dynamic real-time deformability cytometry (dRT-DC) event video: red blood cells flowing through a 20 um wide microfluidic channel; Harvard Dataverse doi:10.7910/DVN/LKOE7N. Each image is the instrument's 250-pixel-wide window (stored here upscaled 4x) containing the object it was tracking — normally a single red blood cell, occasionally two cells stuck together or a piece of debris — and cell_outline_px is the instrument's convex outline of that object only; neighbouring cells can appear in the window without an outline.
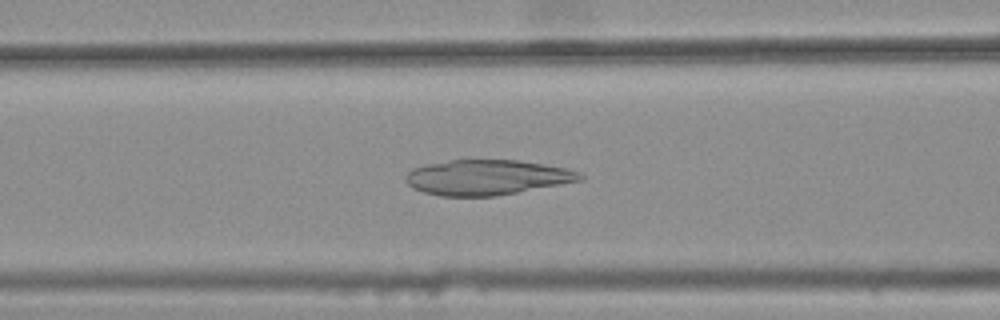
{"species": "common noctule bat (a hibernating species)", "species_latin": "Nyctalus noctula", "temperature_condition": "warm", "stored_images_in_passage": 34, "camera_frame_rate_fps": 3000, "um_per_image_px": 0.085, "animal": {"sex": "female", "body_mass_g": 25.1}, "frame": {"image": 1, "passage_image": 11, "time_ms": 3.333, "image_size_px": [1000, 320], "cell_outline_px": [[584, 180], [496, 196], [440, 196], [424, 192], [412, 188], [404, 180], [404, 176], [412, 168], [428, 164], [452, 160], [516, 160], [544, 164], [568, 168], [580, 172], [584, 176]], "centroid_in_image_um": [41.4, 15.08], "position_along_channel_um": 125.2, "area_um2": 35.84}}
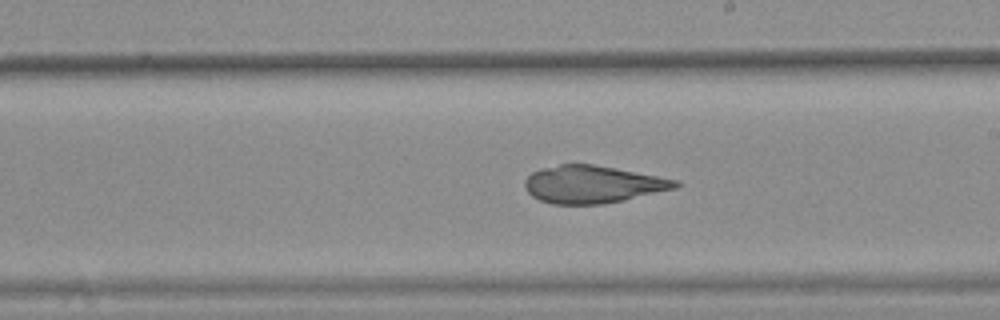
{"frame": {"image": 2, "passage_image": 20, "time_ms": 6.333, "image_size_px": [1000, 320], "cell_outline_px": [[680, 184], [676, 188], [624, 200], [600, 204], [552, 204], [540, 200], [532, 196], [524, 188], [524, 180], [532, 172], [540, 168], [560, 164], [592, 164], [680, 180]], "centroid_in_image_um": [50.35, 15.67], "position_along_channel_um": 238.6, "area_um2": 32.83}}
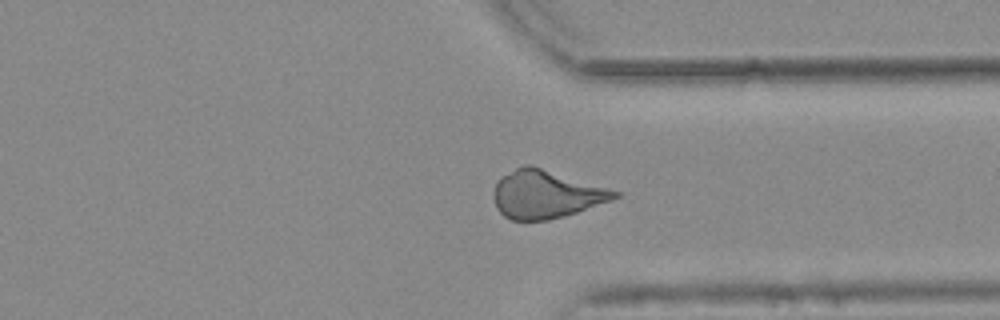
{"frame": {"image": 3, "passage_image": 30, "time_ms": 9.667, "image_size_px": [1000, 320], "cell_outline_px": [[620, 196], [612, 200], [564, 216], [548, 220], [512, 220], [504, 216], [496, 208], [492, 196], [492, 192], [500, 176], [524, 164], [532, 164], [608, 188], [620, 192]], "centroid_in_image_um": [46.37, 16.5], "position_along_channel_um": 365.0, "area_um2": 33.99}}